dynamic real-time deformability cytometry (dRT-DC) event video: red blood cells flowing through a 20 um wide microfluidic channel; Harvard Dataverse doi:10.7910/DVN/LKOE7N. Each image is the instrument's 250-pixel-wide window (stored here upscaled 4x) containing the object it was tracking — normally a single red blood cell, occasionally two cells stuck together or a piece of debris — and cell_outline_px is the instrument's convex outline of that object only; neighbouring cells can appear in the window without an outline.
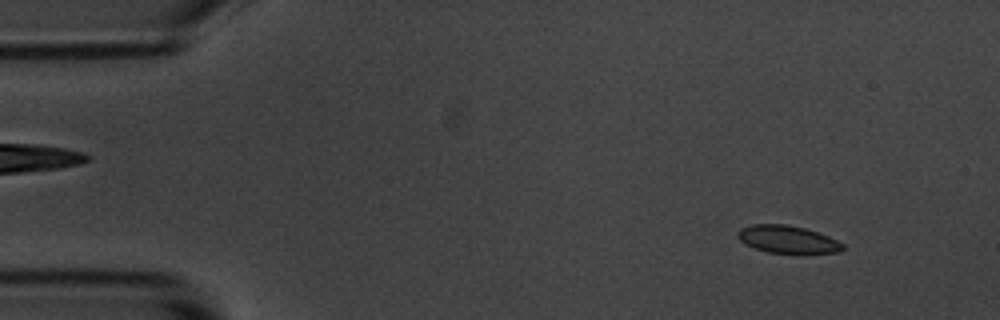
{"species": "common noctule bat (a hibernating species)", "species_latin": "Nyctalus noctula", "temperature_condition": "room temperature", "stored_images_in_passage": 3, "camera_frame_rate_fps": 3000, "um_per_image_px": 0.085, "animal": {"sex": "male", "body_mass_g": 20.1, "forearm_length_mm": 53.5}, "frame": {"image": 1, "passage_image": 1, "time_ms": 0.0, "image_size_px": [1000, 320], "cell_outline_px": [[844, 248], [840, 252], [768, 252], [744, 244], [736, 236], [736, 232], [740, 228], [752, 224], [784, 224], [804, 228], [828, 236], [844, 244]], "centroid_in_image_um": [66.88, 20.32], "position_along_channel_um": 18.1, "area_um2": 16.53}}
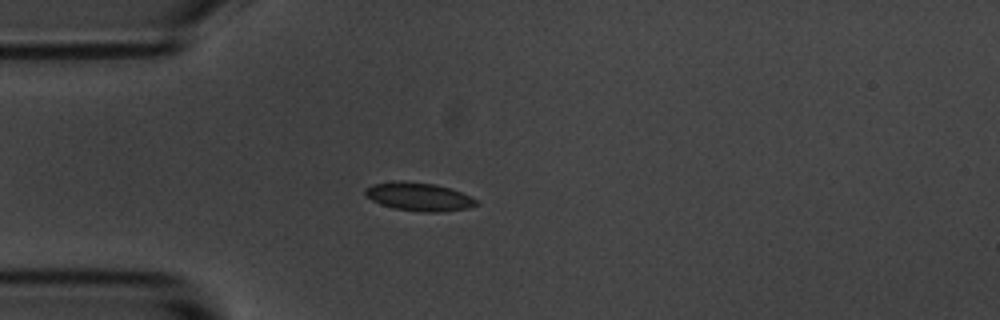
{"frame": {"image": 2, "passage_image": 3, "time_ms": 3.0, "image_size_px": [1000, 320], "cell_outline_px": [[480, 204], [468, 208], [440, 212], [420, 212], [392, 208], [380, 204], [372, 200], [364, 192], [372, 184], [436, 184], [472, 196]], "centroid_in_image_um": [35.7, 16.79], "position_along_channel_um": 49.3, "area_um2": 17.4}}